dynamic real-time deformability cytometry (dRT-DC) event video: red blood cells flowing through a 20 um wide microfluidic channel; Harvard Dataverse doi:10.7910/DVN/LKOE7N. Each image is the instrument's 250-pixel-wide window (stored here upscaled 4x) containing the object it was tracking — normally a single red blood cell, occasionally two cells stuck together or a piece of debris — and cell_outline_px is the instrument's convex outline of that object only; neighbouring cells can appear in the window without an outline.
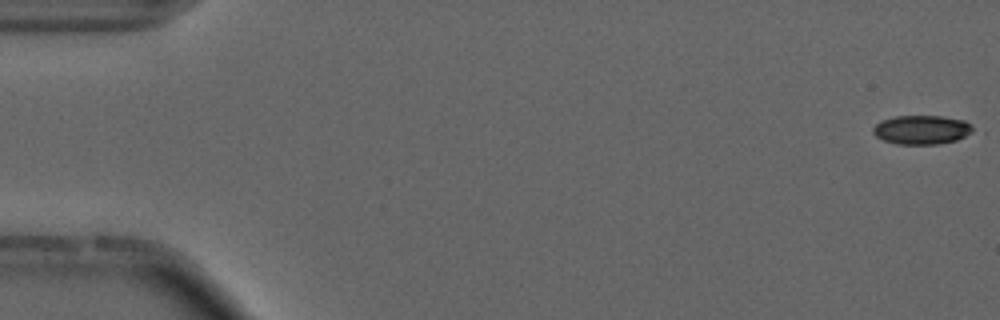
{"species": "common noctule bat (a hibernating species)", "species_latin": "Nyctalus noctula", "temperature_condition": "cold", "stored_images_in_passage": 55, "camera_frame_rate_fps": 3000, "um_per_image_px": 0.085, "animal": {"sex": "male", "forearm_length_mm": 52.5}, "frame": {"image": 1, "passage_image": 1, "time_ms": 0.0, "image_size_px": [1000, 320], "cell_outline_px": [[976, 128], [972, 132], [956, 140], [936, 144], [896, 144], [884, 140], [876, 136], [872, 132], [872, 128], [880, 120], [896, 116], [944, 116], [964, 120], [972, 124]], "centroid_in_image_um": [78.35, 11.02], "position_along_channel_um": 6.6, "area_um2": 16.99}}
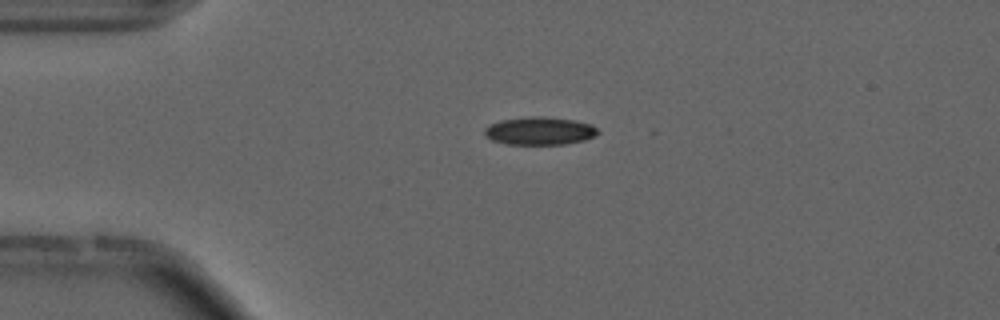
{"frame": {"image": 2, "passage_image": 13, "time_ms": 4.0, "image_size_px": [1000, 320], "cell_outline_px": [[600, 132], [584, 140], [564, 144], [508, 144], [492, 140], [484, 132], [484, 128], [488, 124], [500, 120], [528, 116], [544, 116], [572, 120], [592, 124]], "centroid_in_image_um": [45.84, 11.11], "position_along_channel_um": 39.2, "area_um2": 18.38}}
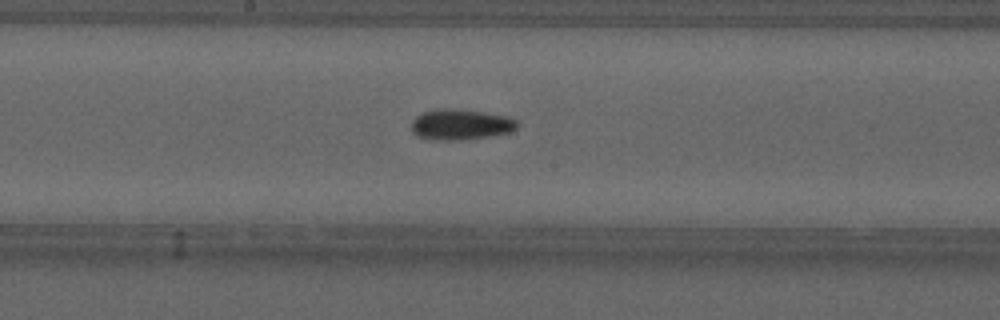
{"frame": {"image": 3, "passage_image": 29, "time_ms": 9.333, "image_size_px": [1000, 320], "cell_outline_px": [[520, 124], [516, 128], [508, 132], [488, 136], [460, 140], [432, 140], [416, 136], [412, 132], [412, 120], [416, 116], [424, 112], [436, 108], [456, 108], [512, 116]], "centroid_in_image_um": [39.15, 10.57], "position_along_channel_um": 209.0, "area_um2": 19.19}, "authors_computed_cell_mechanics": {"area_um2": 17.5712, "velocity_mm_per_s": 3.7347, "shape_relaxation_time_tau1_ms": 3.728, "shape_relaxation_time_tau2_ms": 2.8417, "deformation_change_tau1": 0.1088, "deformation_change_tau2": 0.0901}}